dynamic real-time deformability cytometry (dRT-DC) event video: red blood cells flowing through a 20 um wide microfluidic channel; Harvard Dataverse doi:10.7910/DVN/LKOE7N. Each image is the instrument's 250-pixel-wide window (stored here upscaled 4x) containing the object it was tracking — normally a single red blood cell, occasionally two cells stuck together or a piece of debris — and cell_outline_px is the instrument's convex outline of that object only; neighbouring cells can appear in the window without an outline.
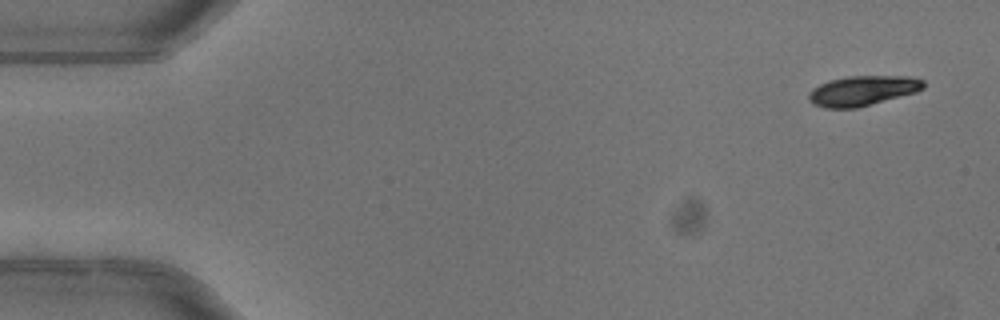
{"species": "common noctule bat (a hibernating species)", "species_latin": "Nyctalus noctula", "temperature_condition": "warm", "stored_images_in_passage": 5, "camera_frame_rate_fps": 3000, "um_per_image_px": 0.085, "animal": {"sex": "female"}, "frame": {"image": 1, "passage_image": 1, "time_ms": 0.0, "image_size_px": [1000, 320], "cell_outline_px": [[924, 88], [916, 92], [856, 108], [824, 108], [816, 104], [808, 96], [812, 88], [828, 80], [848, 76], [908, 76], [924, 80]], "centroid_in_image_um": [73.34, 7.69], "position_along_channel_um": 11.7, "area_um2": 19.83}}
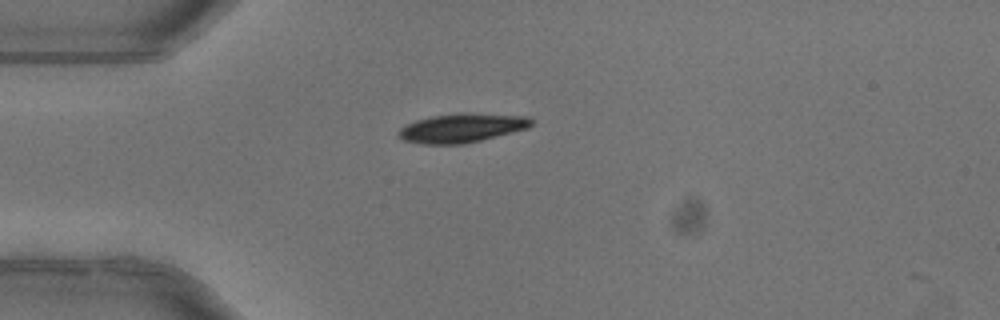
{"frame": {"image": 2, "passage_image": 4, "time_ms": 1.0, "image_size_px": [1000, 320], "cell_outline_px": [[532, 124], [528, 128], [464, 144], [424, 144], [404, 140], [396, 132], [400, 128], [416, 120], [432, 116], [464, 112], [468, 112], [528, 116], [532, 120]], "centroid_in_image_um": [39.27, 10.86], "position_along_channel_um": 45.7, "area_um2": 22.37}}